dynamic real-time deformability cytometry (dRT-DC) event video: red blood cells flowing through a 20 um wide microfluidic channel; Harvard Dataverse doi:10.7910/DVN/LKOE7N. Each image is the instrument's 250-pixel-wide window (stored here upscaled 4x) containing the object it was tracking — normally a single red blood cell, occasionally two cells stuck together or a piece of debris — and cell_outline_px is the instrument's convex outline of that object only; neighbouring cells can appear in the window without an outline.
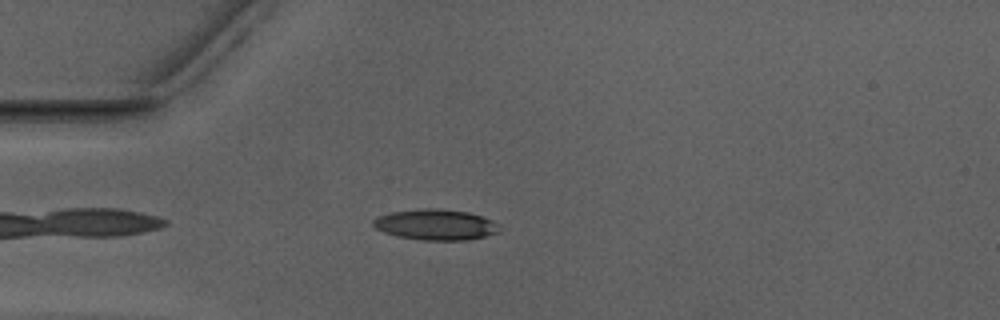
{"species": "Egyptian fruit bat (a non-hibernating species)", "species_latin": "Rousettus aegyptiacus", "temperature_condition": "warm", "stored_images_in_passage": 39, "camera_frame_rate_fps": 3000, "um_per_image_px": 0.085, "animal": {"sex": "male"}, "frame": {"image": 1, "passage_image": 4, "time_ms": 1.0, "image_size_px": [1000, 320], "cell_outline_px": [[500, 232], [484, 236], [464, 240], [424, 240], [396, 236], [384, 232], [376, 228], [372, 224], [372, 220], [380, 216], [392, 212], [424, 208], [440, 208], [468, 212], [492, 220], [500, 224]], "centroid_in_image_um": [37.05, 19.09], "position_along_channel_um": 47.9, "area_um2": 22.54}}
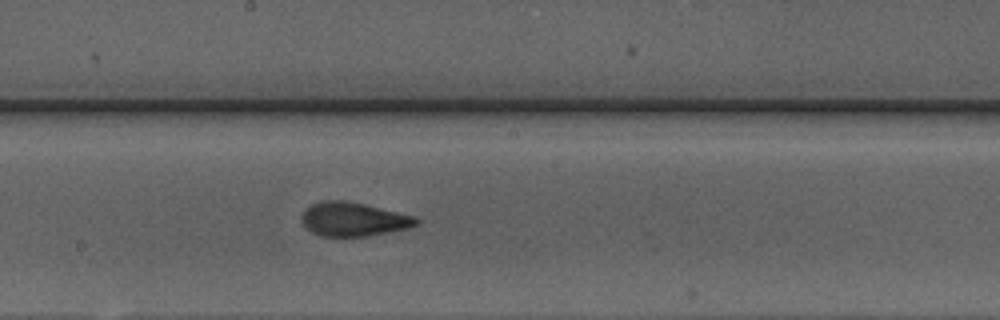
{"frame": {"image": 2, "passage_image": 18, "time_ms": 5.667, "image_size_px": [1000, 320], "cell_outline_px": [[420, 220], [416, 224], [408, 228], [368, 236], [320, 236], [312, 232], [300, 220], [300, 216], [312, 204], [324, 200], [344, 200], [364, 204], [416, 216]], "centroid_in_image_um": [30.04, 18.63], "position_along_channel_um": 218.2, "area_um2": 22.48}}
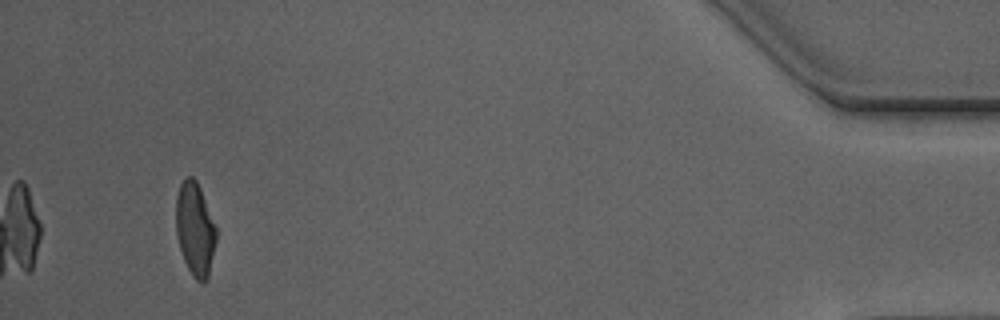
{"frame": {"image": 3, "passage_image": 39, "time_ms": 12.667, "image_size_px": [1000, 320], "cell_outline_px": [[216, 240], [208, 276], [204, 280], [196, 280], [192, 276], [184, 260], [180, 248], [176, 232], [176, 196], [180, 184], [188, 176], [192, 176], [196, 180], [200, 188], [216, 228]], "centroid_in_image_um": [16.56, 19.45], "position_along_channel_um": 418.6, "area_um2": 21.44}, "authors_computed_cell_mechanics": {"area_um2": 22.3686, "velocity_mm_per_s": 3.9617, "shape_relaxation_time_tau1_ms": 6.8169, "shape_relaxation_time_tau2_ms": 1.4371, "deformation_change_tau1": 0.2219, "deformation_change_tau2": 0.1009}}